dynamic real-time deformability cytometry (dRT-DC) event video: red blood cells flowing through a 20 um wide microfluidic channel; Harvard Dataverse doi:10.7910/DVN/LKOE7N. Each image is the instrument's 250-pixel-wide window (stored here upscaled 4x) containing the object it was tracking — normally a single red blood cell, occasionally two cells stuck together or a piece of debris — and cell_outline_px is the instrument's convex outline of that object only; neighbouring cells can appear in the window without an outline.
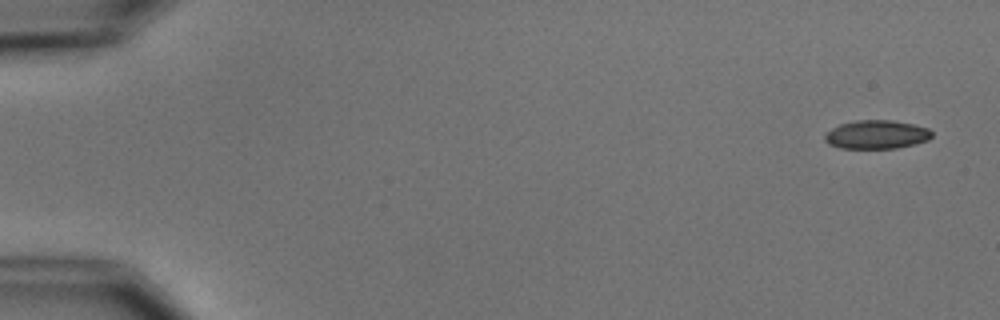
{"species": "common noctule bat (a hibernating species)", "species_latin": "Nyctalus noctula", "temperature_condition": "cold", "stored_images_in_passage": 5, "camera_frame_rate_fps": 3000, "um_per_image_px": 0.085, "animal": {"sex": "male", "body_mass_g": 15.6}, "frame": {"image": 1, "passage_image": 1, "time_ms": 0.0, "image_size_px": [1000, 320], "cell_outline_px": [[932, 136], [928, 140], [916, 144], [896, 148], [840, 148], [828, 144], [824, 140], [824, 132], [840, 124], [856, 120], [892, 120], [912, 124], [928, 128], [932, 132]], "centroid_in_image_um": [74.48, 11.44], "position_along_channel_um": 10.5, "area_um2": 17.98}}
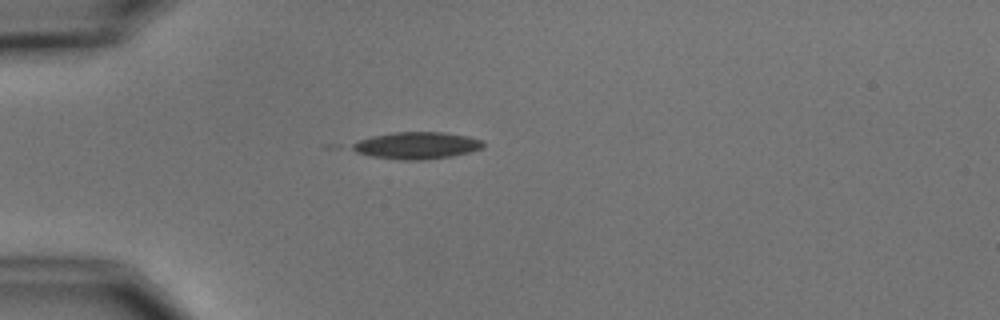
{"frame": {"image": 2, "passage_image": 4, "time_ms": 4.333, "image_size_px": [1000, 320], "cell_outline_px": [[484, 144], [480, 148], [468, 152], [452, 156], [428, 160], [400, 160], [372, 156], [356, 152], [348, 148], [352, 144], [360, 140], [372, 136], [392, 132], [440, 132], [468, 136], [484, 140]], "centroid_in_image_um": [35.4, 12.37], "position_along_channel_um": 49.6, "area_um2": 20.63}}